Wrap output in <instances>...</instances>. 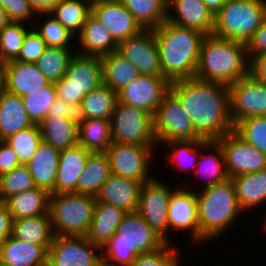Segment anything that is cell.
<instances>
[{"label": "cell", "instance_id": "obj_1", "mask_svg": "<svg viewBox=\"0 0 266 266\" xmlns=\"http://www.w3.org/2000/svg\"><path fill=\"white\" fill-rule=\"evenodd\" d=\"M169 91L179 100L194 130L203 139L214 141L234 131L229 85L193 77L172 81Z\"/></svg>", "mask_w": 266, "mask_h": 266}, {"label": "cell", "instance_id": "obj_2", "mask_svg": "<svg viewBox=\"0 0 266 266\" xmlns=\"http://www.w3.org/2000/svg\"><path fill=\"white\" fill-rule=\"evenodd\" d=\"M154 37L162 72L170 82L195 77L203 33L165 20L154 29Z\"/></svg>", "mask_w": 266, "mask_h": 266}, {"label": "cell", "instance_id": "obj_3", "mask_svg": "<svg viewBox=\"0 0 266 266\" xmlns=\"http://www.w3.org/2000/svg\"><path fill=\"white\" fill-rule=\"evenodd\" d=\"M247 57L245 43L214 35L205 36L200 47L195 78L230 85L250 74Z\"/></svg>", "mask_w": 266, "mask_h": 266}, {"label": "cell", "instance_id": "obj_4", "mask_svg": "<svg viewBox=\"0 0 266 266\" xmlns=\"http://www.w3.org/2000/svg\"><path fill=\"white\" fill-rule=\"evenodd\" d=\"M167 242L138 213H127L112 238L101 247L103 266H130L143 253L163 248Z\"/></svg>", "mask_w": 266, "mask_h": 266}, {"label": "cell", "instance_id": "obj_5", "mask_svg": "<svg viewBox=\"0 0 266 266\" xmlns=\"http://www.w3.org/2000/svg\"><path fill=\"white\" fill-rule=\"evenodd\" d=\"M200 242L214 239L243 212L238 204L231 178L196 191Z\"/></svg>", "mask_w": 266, "mask_h": 266}, {"label": "cell", "instance_id": "obj_6", "mask_svg": "<svg viewBox=\"0 0 266 266\" xmlns=\"http://www.w3.org/2000/svg\"><path fill=\"white\" fill-rule=\"evenodd\" d=\"M266 17V0H227L215 14L212 35L247 43Z\"/></svg>", "mask_w": 266, "mask_h": 266}, {"label": "cell", "instance_id": "obj_7", "mask_svg": "<svg viewBox=\"0 0 266 266\" xmlns=\"http://www.w3.org/2000/svg\"><path fill=\"white\" fill-rule=\"evenodd\" d=\"M96 197L78 193L51 194L49 215L54 235L86 236L94 216Z\"/></svg>", "mask_w": 266, "mask_h": 266}, {"label": "cell", "instance_id": "obj_8", "mask_svg": "<svg viewBox=\"0 0 266 266\" xmlns=\"http://www.w3.org/2000/svg\"><path fill=\"white\" fill-rule=\"evenodd\" d=\"M102 83L101 57L76 52L69 62L64 77L54 84L57 97L63 102L81 104L83 97Z\"/></svg>", "mask_w": 266, "mask_h": 266}, {"label": "cell", "instance_id": "obj_9", "mask_svg": "<svg viewBox=\"0 0 266 266\" xmlns=\"http://www.w3.org/2000/svg\"><path fill=\"white\" fill-rule=\"evenodd\" d=\"M112 143L156 145L153 115L117 101L110 119Z\"/></svg>", "mask_w": 266, "mask_h": 266}, {"label": "cell", "instance_id": "obj_10", "mask_svg": "<svg viewBox=\"0 0 266 266\" xmlns=\"http://www.w3.org/2000/svg\"><path fill=\"white\" fill-rule=\"evenodd\" d=\"M156 141L203 140L179 100L169 91L153 115Z\"/></svg>", "mask_w": 266, "mask_h": 266}, {"label": "cell", "instance_id": "obj_11", "mask_svg": "<svg viewBox=\"0 0 266 266\" xmlns=\"http://www.w3.org/2000/svg\"><path fill=\"white\" fill-rule=\"evenodd\" d=\"M98 249L86 236L54 235L47 266H103Z\"/></svg>", "mask_w": 266, "mask_h": 266}, {"label": "cell", "instance_id": "obj_12", "mask_svg": "<svg viewBox=\"0 0 266 266\" xmlns=\"http://www.w3.org/2000/svg\"><path fill=\"white\" fill-rule=\"evenodd\" d=\"M154 146L112 143L106 150L112 175L146 183L152 178L148 175V164Z\"/></svg>", "mask_w": 266, "mask_h": 266}, {"label": "cell", "instance_id": "obj_13", "mask_svg": "<svg viewBox=\"0 0 266 266\" xmlns=\"http://www.w3.org/2000/svg\"><path fill=\"white\" fill-rule=\"evenodd\" d=\"M230 118L238 121L256 116H266V84L250 74L229 85Z\"/></svg>", "mask_w": 266, "mask_h": 266}, {"label": "cell", "instance_id": "obj_14", "mask_svg": "<svg viewBox=\"0 0 266 266\" xmlns=\"http://www.w3.org/2000/svg\"><path fill=\"white\" fill-rule=\"evenodd\" d=\"M229 178L266 169V153L253 148L234 131L216 140Z\"/></svg>", "mask_w": 266, "mask_h": 266}, {"label": "cell", "instance_id": "obj_15", "mask_svg": "<svg viewBox=\"0 0 266 266\" xmlns=\"http://www.w3.org/2000/svg\"><path fill=\"white\" fill-rule=\"evenodd\" d=\"M174 191L156 178L143 183L137 212L167 243L168 207Z\"/></svg>", "mask_w": 266, "mask_h": 266}, {"label": "cell", "instance_id": "obj_16", "mask_svg": "<svg viewBox=\"0 0 266 266\" xmlns=\"http://www.w3.org/2000/svg\"><path fill=\"white\" fill-rule=\"evenodd\" d=\"M117 51L139 71L140 75L165 77L159 60L154 30H142L118 44Z\"/></svg>", "mask_w": 266, "mask_h": 266}, {"label": "cell", "instance_id": "obj_17", "mask_svg": "<svg viewBox=\"0 0 266 266\" xmlns=\"http://www.w3.org/2000/svg\"><path fill=\"white\" fill-rule=\"evenodd\" d=\"M170 83L166 77L140 75L118 92V101L154 115L169 92Z\"/></svg>", "mask_w": 266, "mask_h": 266}, {"label": "cell", "instance_id": "obj_18", "mask_svg": "<svg viewBox=\"0 0 266 266\" xmlns=\"http://www.w3.org/2000/svg\"><path fill=\"white\" fill-rule=\"evenodd\" d=\"M91 14L120 42L134 37L143 29L120 0H103L91 5Z\"/></svg>", "mask_w": 266, "mask_h": 266}, {"label": "cell", "instance_id": "obj_19", "mask_svg": "<svg viewBox=\"0 0 266 266\" xmlns=\"http://www.w3.org/2000/svg\"><path fill=\"white\" fill-rule=\"evenodd\" d=\"M171 9L176 11V16L171 15ZM167 21L208 36L213 33L215 15L207 8L204 0H168Z\"/></svg>", "mask_w": 266, "mask_h": 266}, {"label": "cell", "instance_id": "obj_20", "mask_svg": "<svg viewBox=\"0 0 266 266\" xmlns=\"http://www.w3.org/2000/svg\"><path fill=\"white\" fill-rule=\"evenodd\" d=\"M168 231L170 229L191 230L193 241L200 242L196 191L176 189L168 207Z\"/></svg>", "mask_w": 266, "mask_h": 266}, {"label": "cell", "instance_id": "obj_21", "mask_svg": "<svg viewBox=\"0 0 266 266\" xmlns=\"http://www.w3.org/2000/svg\"><path fill=\"white\" fill-rule=\"evenodd\" d=\"M50 84L35 63L5 62L4 90L9 93L24 97L30 92L42 91Z\"/></svg>", "mask_w": 266, "mask_h": 266}, {"label": "cell", "instance_id": "obj_22", "mask_svg": "<svg viewBox=\"0 0 266 266\" xmlns=\"http://www.w3.org/2000/svg\"><path fill=\"white\" fill-rule=\"evenodd\" d=\"M142 185L143 183L135 180L111 174L101 187L96 200L115 205L126 213H135L138 210Z\"/></svg>", "mask_w": 266, "mask_h": 266}, {"label": "cell", "instance_id": "obj_23", "mask_svg": "<svg viewBox=\"0 0 266 266\" xmlns=\"http://www.w3.org/2000/svg\"><path fill=\"white\" fill-rule=\"evenodd\" d=\"M92 152L79 144L60 150L55 194L76 193V184Z\"/></svg>", "mask_w": 266, "mask_h": 266}, {"label": "cell", "instance_id": "obj_24", "mask_svg": "<svg viewBox=\"0 0 266 266\" xmlns=\"http://www.w3.org/2000/svg\"><path fill=\"white\" fill-rule=\"evenodd\" d=\"M59 153L60 150L42 141L27 164L36 187L45 189L50 194H55Z\"/></svg>", "mask_w": 266, "mask_h": 266}, {"label": "cell", "instance_id": "obj_25", "mask_svg": "<svg viewBox=\"0 0 266 266\" xmlns=\"http://www.w3.org/2000/svg\"><path fill=\"white\" fill-rule=\"evenodd\" d=\"M48 252L40 245L11 235L0 246V263L6 266H47Z\"/></svg>", "mask_w": 266, "mask_h": 266}, {"label": "cell", "instance_id": "obj_26", "mask_svg": "<svg viewBox=\"0 0 266 266\" xmlns=\"http://www.w3.org/2000/svg\"><path fill=\"white\" fill-rule=\"evenodd\" d=\"M33 125L22 98L2 90L0 92V141H5L18 131Z\"/></svg>", "mask_w": 266, "mask_h": 266}, {"label": "cell", "instance_id": "obj_27", "mask_svg": "<svg viewBox=\"0 0 266 266\" xmlns=\"http://www.w3.org/2000/svg\"><path fill=\"white\" fill-rule=\"evenodd\" d=\"M127 213L115 205L96 202L94 216L86 235L93 244L102 247L116 233L117 227Z\"/></svg>", "mask_w": 266, "mask_h": 266}, {"label": "cell", "instance_id": "obj_28", "mask_svg": "<svg viewBox=\"0 0 266 266\" xmlns=\"http://www.w3.org/2000/svg\"><path fill=\"white\" fill-rule=\"evenodd\" d=\"M11 236L40 245L48 252L54 238L49 212L40 216L13 219Z\"/></svg>", "mask_w": 266, "mask_h": 266}, {"label": "cell", "instance_id": "obj_29", "mask_svg": "<svg viewBox=\"0 0 266 266\" xmlns=\"http://www.w3.org/2000/svg\"><path fill=\"white\" fill-rule=\"evenodd\" d=\"M76 35L84 49L83 52L79 51L80 54L103 57L118 48L109 31L92 14L85 20L81 32Z\"/></svg>", "mask_w": 266, "mask_h": 266}, {"label": "cell", "instance_id": "obj_30", "mask_svg": "<svg viewBox=\"0 0 266 266\" xmlns=\"http://www.w3.org/2000/svg\"><path fill=\"white\" fill-rule=\"evenodd\" d=\"M111 175L110 161L105 152L91 153L76 184V193L96 197Z\"/></svg>", "mask_w": 266, "mask_h": 266}, {"label": "cell", "instance_id": "obj_31", "mask_svg": "<svg viewBox=\"0 0 266 266\" xmlns=\"http://www.w3.org/2000/svg\"><path fill=\"white\" fill-rule=\"evenodd\" d=\"M231 179L238 204L243 212L266 202V169L234 176Z\"/></svg>", "mask_w": 266, "mask_h": 266}, {"label": "cell", "instance_id": "obj_32", "mask_svg": "<svg viewBox=\"0 0 266 266\" xmlns=\"http://www.w3.org/2000/svg\"><path fill=\"white\" fill-rule=\"evenodd\" d=\"M50 193L42 188H33L8 198L7 205L12 219L40 216L49 212Z\"/></svg>", "mask_w": 266, "mask_h": 266}, {"label": "cell", "instance_id": "obj_33", "mask_svg": "<svg viewBox=\"0 0 266 266\" xmlns=\"http://www.w3.org/2000/svg\"><path fill=\"white\" fill-rule=\"evenodd\" d=\"M103 65V83L117 93L140 76L134 65L117 50L101 57Z\"/></svg>", "mask_w": 266, "mask_h": 266}, {"label": "cell", "instance_id": "obj_34", "mask_svg": "<svg viewBox=\"0 0 266 266\" xmlns=\"http://www.w3.org/2000/svg\"><path fill=\"white\" fill-rule=\"evenodd\" d=\"M39 127L42 141L58 150L78 144V126L65 117H46Z\"/></svg>", "mask_w": 266, "mask_h": 266}, {"label": "cell", "instance_id": "obj_35", "mask_svg": "<svg viewBox=\"0 0 266 266\" xmlns=\"http://www.w3.org/2000/svg\"><path fill=\"white\" fill-rule=\"evenodd\" d=\"M143 30L158 28L168 15V0H120Z\"/></svg>", "mask_w": 266, "mask_h": 266}, {"label": "cell", "instance_id": "obj_36", "mask_svg": "<svg viewBox=\"0 0 266 266\" xmlns=\"http://www.w3.org/2000/svg\"><path fill=\"white\" fill-rule=\"evenodd\" d=\"M78 132V144L92 153L106 152L112 144L110 120L87 119Z\"/></svg>", "mask_w": 266, "mask_h": 266}, {"label": "cell", "instance_id": "obj_37", "mask_svg": "<svg viewBox=\"0 0 266 266\" xmlns=\"http://www.w3.org/2000/svg\"><path fill=\"white\" fill-rule=\"evenodd\" d=\"M84 0H61L50 12L39 15L55 14V18L72 34L80 33L85 20L91 14V4Z\"/></svg>", "mask_w": 266, "mask_h": 266}, {"label": "cell", "instance_id": "obj_38", "mask_svg": "<svg viewBox=\"0 0 266 266\" xmlns=\"http://www.w3.org/2000/svg\"><path fill=\"white\" fill-rule=\"evenodd\" d=\"M117 101L118 93L102 83L83 97L81 106L87 119L110 120Z\"/></svg>", "mask_w": 266, "mask_h": 266}, {"label": "cell", "instance_id": "obj_39", "mask_svg": "<svg viewBox=\"0 0 266 266\" xmlns=\"http://www.w3.org/2000/svg\"><path fill=\"white\" fill-rule=\"evenodd\" d=\"M73 55L70 48L46 47L35 64L46 79L55 83L66 74Z\"/></svg>", "mask_w": 266, "mask_h": 266}, {"label": "cell", "instance_id": "obj_40", "mask_svg": "<svg viewBox=\"0 0 266 266\" xmlns=\"http://www.w3.org/2000/svg\"><path fill=\"white\" fill-rule=\"evenodd\" d=\"M5 141L17 154L19 163L27 165L42 142L40 127L34 124L27 129L18 131Z\"/></svg>", "mask_w": 266, "mask_h": 266}, {"label": "cell", "instance_id": "obj_41", "mask_svg": "<svg viewBox=\"0 0 266 266\" xmlns=\"http://www.w3.org/2000/svg\"><path fill=\"white\" fill-rule=\"evenodd\" d=\"M33 188H36V185L27 165H19L12 171L0 175V202Z\"/></svg>", "mask_w": 266, "mask_h": 266}, {"label": "cell", "instance_id": "obj_42", "mask_svg": "<svg viewBox=\"0 0 266 266\" xmlns=\"http://www.w3.org/2000/svg\"><path fill=\"white\" fill-rule=\"evenodd\" d=\"M57 91L54 83L42 89V91L30 92L24 97V107L33 124L39 125L47 116L50 106L55 102Z\"/></svg>", "mask_w": 266, "mask_h": 266}, {"label": "cell", "instance_id": "obj_43", "mask_svg": "<svg viewBox=\"0 0 266 266\" xmlns=\"http://www.w3.org/2000/svg\"><path fill=\"white\" fill-rule=\"evenodd\" d=\"M234 132L253 148L266 153V116L242 119L234 125Z\"/></svg>", "mask_w": 266, "mask_h": 266}, {"label": "cell", "instance_id": "obj_44", "mask_svg": "<svg viewBox=\"0 0 266 266\" xmlns=\"http://www.w3.org/2000/svg\"><path fill=\"white\" fill-rule=\"evenodd\" d=\"M28 32L22 22H9L0 32V59L4 62L15 60Z\"/></svg>", "mask_w": 266, "mask_h": 266}, {"label": "cell", "instance_id": "obj_45", "mask_svg": "<svg viewBox=\"0 0 266 266\" xmlns=\"http://www.w3.org/2000/svg\"><path fill=\"white\" fill-rule=\"evenodd\" d=\"M213 147L216 153H209L208 156L201 153L199 157V160L201 162L199 161L200 164L197 163L200 168L199 171H201L202 174L206 175L205 179H208L206 186L204 187L223 182L229 178L220 145L216 140L213 141ZM202 158L204 159L203 161Z\"/></svg>", "mask_w": 266, "mask_h": 266}, {"label": "cell", "instance_id": "obj_46", "mask_svg": "<svg viewBox=\"0 0 266 266\" xmlns=\"http://www.w3.org/2000/svg\"><path fill=\"white\" fill-rule=\"evenodd\" d=\"M168 145L173 146V152L171 154V161H177L182 168L187 169L188 167H198L197 163L199 160L200 154L197 153V147L199 148H213V141L209 140H183V141H170L166 142ZM184 157V158H183ZM188 157V158H187ZM187 158V159H186ZM181 160L179 162V160ZM184 160V162L182 161ZM195 161V162H194ZM197 161V162H196ZM189 162L191 164H189ZM194 162V163H193ZM188 163V165H187ZM187 166V167H186Z\"/></svg>", "mask_w": 266, "mask_h": 266}, {"label": "cell", "instance_id": "obj_47", "mask_svg": "<svg viewBox=\"0 0 266 266\" xmlns=\"http://www.w3.org/2000/svg\"><path fill=\"white\" fill-rule=\"evenodd\" d=\"M40 29L34 30L40 35L47 47L69 48L72 35L54 16L46 18Z\"/></svg>", "mask_w": 266, "mask_h": 266}, {"label": "cell", "instance_id": "obj_48", "mask_svg": "<svg viewBox=\"0 0 266 266\" xmlns=\"http://www.w3.org/2000/svg\"><path fill=\"white\" fill-rule=\"evenodd\" d=\"M167 243L163 248L138 255L130 266H178V253L173 248H169Z\"/></svg>", "mask_w": 266, "mask_h": 266}, {"label": "cell", "instance_id": "obj_49", "mask_svg": "<svg viewBox=\"0 0 266 266\" xmlns=\"http://www.w3.org/2000/svg\"><path fill=\"white\" fill-rule=\"evenodd\" d=\"M46 43L32 28L24 38L18 57L15 59L23 63H36L46 49Z\"/></svg>", "mask_w": 266, "mask_h": 266}, {"label": "cell", "instance_id": "obj_50", "mask_svg": "<svg viewBox=\"0 0 266 266\" xmlns=\"http://www.w3.org/2000/svg\"><path fill=\"white\" fill-rule=\"evenodd\" d=\"M46 117H65L78 127L87 120L85 110L81 104L65 103L58 97L50 106Z\"/></svg>", "mask_w": 266, "mask_h": 266}, {"label": "cell", "instance_id": "obj_51", "mask_svg": "<svg viewBox=\"0 0 266 266\" xmlns=\"http://www.w3.org/2000/svg\"><path fill=\"white\" fill-rule=\"evenodd\" d=\"M0 7L7 12L10 22H23V24L32 18L35 12L28 0H0Z\"/></svg>", "mask_w": 266, "mask_h": 266}, {"label": "cell", "instance_id": "obj_52", "mask_svg": "<svg viewBox=\"0 0 266 266\" xmlns=\"http://www.w3.org/2000/svg\"><path fill=\"white\" fill-rule=\"evenodd\" d=\"M247 55L251 61L255 56L266 53V17L261 26L246 43Z\"/></svg>", "mask_w": 266, "mask_h": 266}, {"label": "cell", "instance_id": "obj_53", "mask_svg": "<svg viewBox=\"0 0 266 266\" xmlns=\"http://www.w3.org/2000/svg\"><path fill=\"white\" fill-rule=\"evenodd\" d=\"M19 165L21 164L13 148L6 141H0V175L12 171Z\"/></svg>", "mask_w": 266, "mask_h": 266}, {"label": "cell", "instance_id": "obj_54", "mask_svg": "<svg viewBox=\"0 0 266 266\" xmlns=\"http://www.w3.org/2000/svg\"><path fill=\"white\" fill-rule=\"evenodd\" d=\"M250 75L258 82L266 84V53L255 56L250 61Z\"/></svg>", "mask_w": 266, "mask_h": 266}, {"label": "cell", "instance_id": "obj_55", "mask_svg": "<svg viewBox=\"0 0 266 266\" xmlns=\"http://www.w3.org/2000/svg\"><path fill=\"white\" fill-rule=\"evenodd\" d=\"M12 216L7 205L0 202V246L11 235Z\"/></svg>", "mask_w": 266, "mask_h": 266}, {"label": "cell", "instance_id": "obj_56", "mask_svg": "<svg viewBox=\"0 0 266 266\" xmlns=\"http://www.w3.org/2000/svg\"><path fill=\"white\" fill-rule=\"evenodd\" d=\"M36 13L50 12L61 0H28Z\"/></svg>", "mask_w": 266, "mask_h": 266}, {"label": "cell", "instance_id": "obj_57", "mask_svg": "<svg viewBox=\"0 0 266 266\" xmlns=\"http://www.w3.org/2000/svg\"><path fill=\"white\" fill-rule=\"evenodd\" d=\"M227 0H204L207 8L215 15Z\"/></svg>", "mask_w": 266, "mask_h": 266}, {"label": "cell", "instance_id": "obj_58", "mask_svg": "<svg viewBox=\"0 0 266 266\" xmlns=\"http://www.w3.org/2000/svg\"><path fill=\"white\" fill-rule=\"evenodd\" d=\"M10 22L7 12L0 7V32L5 28V26Z\"/></svg>", "mask_w": 266, "mask_h": 266}, {"label": "cell", "instance_id": "obj_59", "mask_svg": "<svg viewBox=\"0 0 266 266\" xmlns=\"http://www.w3.org/2000/svg\"><path fill=\"white\" fill-rule=\"evenodd\" d=\"M5 62L0 59V92L4 90Z\"/></svg>", "mask_w": 266, "mask_h": 266}, {"label": "cell", "instance_id": "obj_60", "mask_svg": "<svg viewBox=\"0 0 266 266\" xmlns=\"http://www.w3.org/2000/svg\"><path fill=\"white\" fill-rule=\"evenodd\" d=\"M84 1H86V2H88V3H90L92 5L94 3L101 2L103 0H84Z\"/></svg>", "mask_w": 266, "mask_h": 266}]
</instances>
